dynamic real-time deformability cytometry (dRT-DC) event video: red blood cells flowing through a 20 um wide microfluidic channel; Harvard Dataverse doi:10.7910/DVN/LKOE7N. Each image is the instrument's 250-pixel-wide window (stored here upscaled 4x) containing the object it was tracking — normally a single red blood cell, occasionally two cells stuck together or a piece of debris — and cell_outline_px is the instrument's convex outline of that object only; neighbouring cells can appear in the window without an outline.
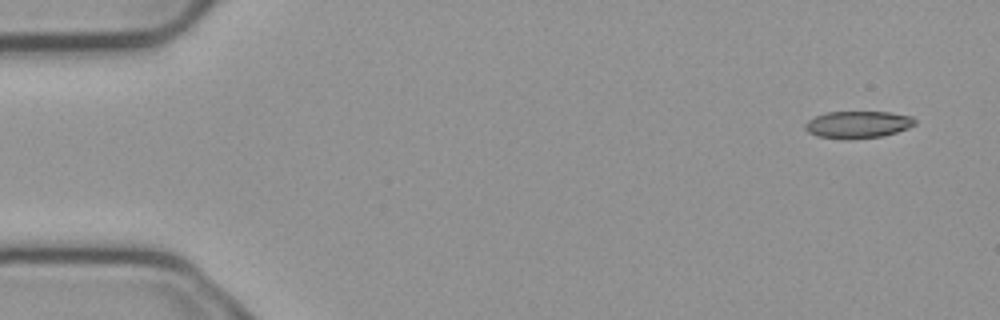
{"species": "common noctule bat (a hibernating species)", "species_latin": "Nyctalus noctula", "temperature_condition": "cold", "stored_images_in_passage": 6, "camera_frame_rate_fps": 3000, "um_per_image_px": 0.085, "animal": {"sex": "male", "body_mass_g": 23.1, "forearm_length_mm": 52.7}, "frame": {"image": 1, "passage_image": 1, "time_ms": 0.0, "image_size_px": [1000, 320], "cell_outline_px": [[916, 124], [908, 128], [884, 136], [820, 136], [808, 132], [804, 128], [804, 124], [808, 120], [816, 116], [828, 112], [888, 112], [912, 116], [916, 120]], "centroid_in_image_um": [72.97, 10.53], "position_along_channel_um": 12.0, "area_um2": 16.47}}
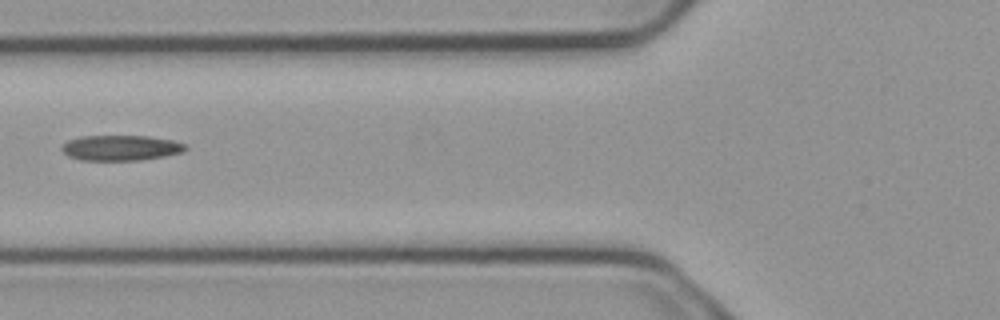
{"frame": {"image": 2, "passage_image": 5, "time_ms": 1.333, "image_size_px": [1000, 320], "cell_outline_px": [[188, 148], [184, 152], [164, 156], [140, 160], [80, 160], [68, 156], [60, 148], [68, 140], [80, 136], [148, 136], [172, 140], [188, 144]], "centroid_in_image_um": [10.3, 12.56], "position_along_channel_um": 115.5, "area_um2": 18.38}}
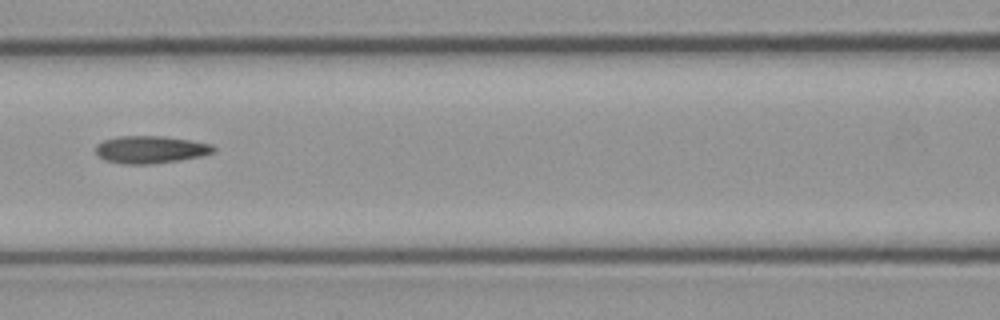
{"frame": {"image": 3, "passage_image": 6, "time_ms": 1.667, "image_size_px": [1000, 320], "cell_outline_px": [[216, 152], [200, 156], [152, 164], [124, 164], [104, 160], [96, 152], [96, 144], [104, 140], [116, 136], [160, 136], [188, 140], [212, 144], [216, 148]], "centroid_in_image_um": [12.78, 12.71], "position_along_channel_um": 153.8, "area_um2": 18.73}}